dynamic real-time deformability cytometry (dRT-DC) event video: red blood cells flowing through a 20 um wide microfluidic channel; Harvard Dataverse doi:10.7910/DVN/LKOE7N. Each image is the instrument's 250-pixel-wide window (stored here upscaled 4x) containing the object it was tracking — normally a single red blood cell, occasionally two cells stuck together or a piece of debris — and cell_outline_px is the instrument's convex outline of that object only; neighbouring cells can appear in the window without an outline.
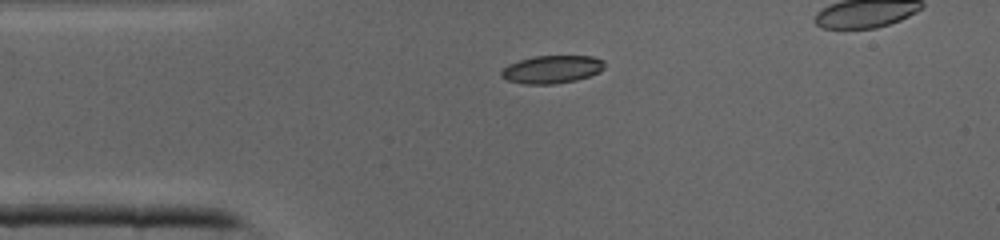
{"species": "common noctule bat (a hibernating species)", "species_latin": "Nyctalus noctula", "temperature_condition": "cold", "stored_images_in_passage": 29, "camera_frame_rate_fps": 3000, "um_per_image_px": 0.085, "animal": {"sex": "male", "body_mass_g": 19.0, "forearm_length_mm": 50.8}, "frame": {"image": 1, "passage_image": 1, "time_ms": 0.0, "image_size_px": [1000, 240], "cell_outline_px": [[604, 68], [600, 72], [576, 80], [556, 84], [524, 84], [508, 80], [500, 76], [500, 72], [508, 64], [532, 56], [592, 56], [604, 60]], "centroid_in_image_um": [46.91, 5.89], "position_along_channel_um": 38.1, "area_um2": 16.82}}
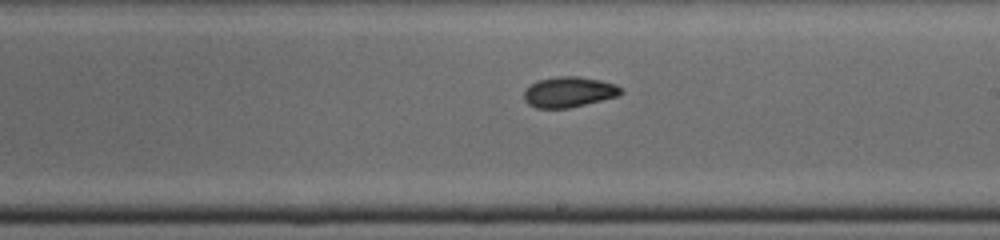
{"frame": {"image": 2, "passage_image": 15, "time_ms": 4.667, "image_size_px": [1000, 240], "cell_outline_px": [[624, 92], [620, 96], [568, 108], [536, 108], [528, 104], [524, 100], [524, 92], [532, 84], [540, 80], [560, 76], [576, 76], [600, 80], [616, 84]], "centroid_in_image_um": [48.39, 7.83], "position_along_channel_um": 240.6, "area_um2": 17.11}}
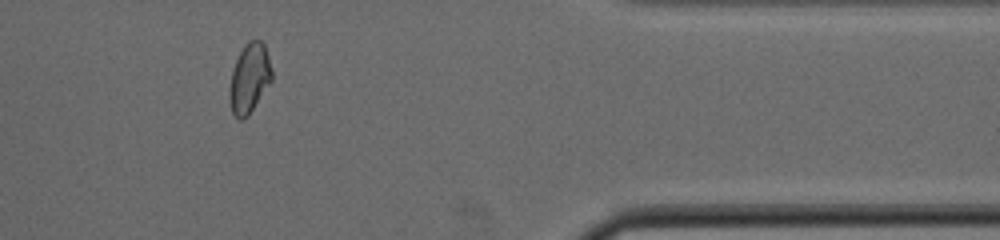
{"frame": {"image": 3, "passage_image": 26, "time_ms": 8.333, "image_size_px": [1000, 240], "cell_outline_px": [[272, 80], [248, 116], [240, 120], [232, 112], [228, 100], [228, 92], [232, 72], [236, 60], [244, 44], [248, 40], [260, 40], [264, 44], [268, 56], [272, 72]], "centroid_in_image_um": [21.18, 6.66], "position_along_channel_um": 390.2, "area_um2": 17.11}}